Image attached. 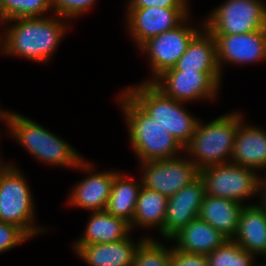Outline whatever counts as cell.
<instances>
[{
	"label": "cell",
	"instance_id": "obj_1",
	"mask_svg": "<svg viewBox=\"0 0 266 266\" xmlns=\"http://www.w3.org/2000/svg\"><path fill=\"white\" fill-rule=\"evenodd\" d=\"M68 21L54 15L49 18H17L3 22L14 23L11 26L8 24L9 27L2 35V54L16 55L39 63L47 62L69 29Z\"/></svg>",
	"mask_w": 266,
	"mask_h": 266
},
{
	"label": "cell",
	"instance_id": "obj_2",
	"mask_svg": "<svg viewBox=\"0 0 266 266\" xmlns=\"http://www.w3.org/2000/svg\"><path fill=\"white\" fill-rule=\"evenodd\" d=\"M129 139L140 163L178 157L184 148L124 90L118 96Z\"/></svg>",
	"mask_w": 266,
	"mask_h": 266
},
{
	"label": "cell",
	"instance_id": "obj_3",
	"mask_svg": "<svg viewBox=\"0 0 266 266\" xmlns=\"http://www.w3.org/2000/svg\"><path fill=\"white\" fill-rule=\"evenodd\" d=\"M244 119L239 112L226 113L210 123L198 122L184 153L200 170L231 161L236 132ZM206 124V125H205Z\"/></svg>",
	"mask_w": 266,
	"mask_h": 266
},
{
	"label": "cell",
	"instance_id": "obj_4",
	"mask_svg": "<svg viewBox=\"0 0 266 266\" xmlns=\"http://www.w3.org/2000/svg\"><path fill=\"white\" fill-rule=\"evenodd\" d=\"M124 91L183 148L190 143L199 119L183 107L186 103L164 95L151 82H140Z\"/></svg>",
	"mask_w": 266,
	"mask_h": 266
},
{
	"label": "cell",
	"instance_id": "obj_5",
	"mask_svg": "<svg viewBox=\"0 0 266 266\" xmlns=\"http://www.w3.org/2000/svg\"><path fill=\"white\" fill-rule=\"evenodd\" d=\"M18 167L10 163L0 175V221L14 224L30 238L43 233L34 224V200L31 188Z\"/></svg>",
	"mask_w": 266,
	"mask_h": 266
},
{
	"label": "cell",
	"instance_id": "obj_6",
	"mask_svg": "<svg viewBox=\"0 0 266 266\" xmlns=\"http://www.w3.org/2000/svg\"><path fill=\"white\" fill-rule=\"evenodd\" d=\"M199 175L209 196L244 204L245 199L259 195L260 176L251 168L228 162L204 168Z\"/></svg>",
	"mask_w": 266,
	"mask_h": 266
},
{
	"label": "cell",
	"instance_id": "obj_7",
	"mask_svg": "<svg viewBox=\"0 0 266 266\" xmlns=\"http://www.w3.org/2000/svg\"><path fill=\"white\" fill-rule=\"evenodd\" d=\"M211 34H245L266 30V4L261 0H226L204 21Z\"/></svg>",
	"mask_w": 266,
	"mask_h": 266
},
{
	"label": "cell",
	"instance_id": "obj_8",
	"mask_svg": "<svg viewBox=\"0 0 266 266\" xmlns=\"http://www.w3.org/2000/svg\"><path fill=\"white\" fill-rule=\"evenodd\" d=\"M221 72L164 71L151 83L164 95L179 102L213 100L222 81Z\"/></svg>",
	"mask_w": 266,
	"mask_h": 266
},
{
	"label": "cell",
	"instance_id": "obj_9",
	"mask_svg": "<svg viewBox=\"0 0 266 266\" xmlns=\"http://www.w3.org/2000/svg\"><path fill=\"white\" fill-rule=\"evenodd\" d=\"M189 16L176 28L152 37L144 42L139 51L146 53L152 70L151 79L143 82H152L165 70L173 68L178 59L186 52L192 38L204 27L193 28L186 24Z\"/></svg>",
	"mask_w": 266,
	"mask_h": 266
},
{
	"label": "cell",
	"instance_id": "obj_10",
	"mask_svg": "<svg viewBox=\"0 0 266 266\" xmlns=\"http://www.w3.org/2000/svg\"><path fill=\"white\" fill-rule=\"evenodd\" d=\"M142 187L171 197L199 176V169L189 158L175 157L140 163Z\"/></svg>",
	"mask_w": 266,
	"mask_h": 266
},
{
	"label": "cell",
	"instance_id": "obj_11",
	"mask_svg": "<svg viewBox=\"0 0 266 266\" xmlns=\"http://www.w3.org/2000/svg\"><path fill=\"white\" fill-rule=\"evenodd\" d=\"M190 8H127L126 26L139 48L148 39L179 26L189 15Z\"/></svg>",
	"mask_w": 266,
	"mask_h": 266
},
{
	"label": "cell",
	"instance_id": "obj_12",
	"mask_svg": "<svg viewBox=\"0 0 266 266\" xmlns=\"http://www.w3.org/2000/svg\"><path fill=\"white\" fill-rule=\"evenodd\" d=\"M216 42L217 62L223 65L249 64L266 60V30L245 34H212Z\"/></svg>",
	"mask_w": 266,
	"mask_h": 266
},
{
	"label": "cell",
	"instance_id": "obj_13",
	"mask_svg": "<svg viewBox=\"0 0 266 266\" xmlns=\"http://www.w3.org/2000/svg\"><path fill=\"white\" fill-rule=\"evenodd\" d=\"M205 194V185L199 175L168 198L162 238L168 241L182 227L198 218Z\"/></svg>",
	"mask_w": 266,
	"mask_h": 266
},
{
	"label": "cell",
	"instance_id": "obj_14",
	"mask_svg": "<svg viewBox=\"0 0 266 266\" xmlns=\"http://www.w3.org/2000/svg\"><path fill=\"white\" fill-rule=\"evenodd\" d=\"M94 167L84 159L78 164L76 168L88 173V176L74 186L68 197L70 205L90 210V212L106 209L111 186L118 173V171L110 170L94 173Z\"/></svg>",
	"mask_w": 266,
	"mask_h": 266
},
{
	"label": "cell",
	"instance_id": "obj_15",
	"mask_svg": "<svg viewBox=\"0 0 266 266\" xmlns=\"http://www.w3.org/2000/svg\"><path fill=\"white\" fill-rule=\"evenodd\" d=\"M130 235L116 242L74 245V252L89 266H132L140 243L134 242ZM135 243V244H134Z\"/></svg>",
	"mask_w": 266,
	"mask_h": 266
},
{
	"label": "cell",
	"instance_id": "obj_16",
	"mask_svg": "<svg viewBox=\"0 0 266 266\" xmlns=\"http://www.w3.org/2000/svg\"><path fill=\"white\" fill-rule=\"evenodd\" d=\"M256 172L266 168V131L242 119L235 136L231 161Z\"/></svg>",
	"mask_w": 266,
	"mask_h": 266
},
{
	"label": "cell",
	"instance_id": "obj_17",
	"mask_svg": "<svg viewBox=\"0 0 266 266\" xmlns=\"http://www.w3.org/2000/svg\"><path fill=\"white\" fill-rule=\"evenodd\" d=\"M255 257L266 256V206L244 204L236 234L232 239Z\"/></svg>",
	"mask_w": 266,
	"mask_h": 266
},
{
	"label": "cell",
	"instance_id": "obj_18",
	"mask_svg": "<svg viewBox=\"0 0 266 266\" xmlns=\"http://www.w3.org/2000/svg\"><path fill=\"white\" fill-rule=\"evenodd\" d=\"M165 71L221 72L217 62L216 42L203 27L190 41L176 65Z\"/></svg>",
	"mask_w": 266,
	"mask_h": 266
},
{
	"label": "cell",
	"instance_id": "obj_19",
	"mask_svg": "<svg viewBox=\"0 0 266 266\" xmlns=\"http://www.w3.org/2000/svg\"><path fill=\"white\" fill-rule=\"evenodd\" d=\"M226 240L220 231L199 218L182 227L169 239L175 242L173 247L177 250L203 255L212 253Z\"/></svg>",
	"mask_w": 266,
	"mask_h": 266
},
{
	"label": "cell",
	"instance_id": "obj_20",
	"mask_svg": "<svg viewBox=\"0 0 266 266\" xmlns=\"http://www.w3.org/2000/svg\"><path fill=\"white\" fill-rule=\"evenodd\" d=\"M244 204L236 200L217 198L205 194L198 218L209 223L227 239H233Z\"/></svg>",
	"mask_w": 266,
	"mask_h": 266
},
{
	"label": "cell",
	"instance_id": "obj_21",
	"mask_svg": "<svg viewBox=\"0 0 266 266\" xmlns=\"http://www.w3.org/2000/svg\"><path fill=\"white\" fill-rule=\"evenodd\" d=\"M90 213L83 237L73 242V245L116 242L131 233L130 223L123 218L115 217L106 210Z\"/></svg>",
	"mask_w": 266,
	"mask_h": 266
},
{
	"label": "cell",
	"instance_id": "obj_22",
	"mask_svg": "<svg viewBox=\"0 0 266 266\" xmlns=\"http://www.w3.org/2000/svg\"><path fill=\"white\" fill-rule=\"evenodd\" d=\"M7 128L12 138L16 139L28 153L44 162L46 146V128L19 113L10 111Z\"/></svg>",
	"mask_w": 266,
	"mask_h": 266
},
{
	"label": "cell",
	"instance_id": "obj_23",
	"mask_svg": "<svg viewBox=\"0 0 266 266\" xmlns=\"http://www.w3.org/2000/svg\"><path fill=\"white\" fill-rule=\"evenodd\" d=\"M141 188V181L138 183V181L133 180L132 177L129 178L123 172H118L113 180L105 210L109 214L123 218L128 223H131Z\"/></svg>",
	"mask_w": 266,
	"mask_h": 266
},
{
	"label": "cell",
	"instance_id": "obj_24",
	"mask_svg": "<svg viewBox=\"0 0 266 266\" xmlns=\"http://www.w3.org/2000/svg\"><path fill=\"white\" fill-rule=\"evenodd\" d=\"M168 198L159 192L142 187L137 198L131 230L135 226L142 228L157 227L163 236V223L166 215Z\"/></svg>",
	"mask_w": 266,
	"mask_h": 266
},
{
	"label": "cell",
	"instance_id": "obj_25",
	"mask_svg": "<svg viewBox=\"0 0 266 266\" xmlns=\"http://www.w3.org/2000/svg\"><path fill=\"white\" fill-rule=\"evenodd\" d=\"M80 155L68 142L46 129L44 163L76 169L83 160Z\"/></svg>",
	"mask_w": 266,
	"mask_h": 266
},
{
	"label": "cell",
	"instance_id": "obj_26",
	"mask_svg": "<svg viewBox=\"0 0 266 266\" xmlns=\"http://www.w3.org/2000/svg\"><path fill=\"white\" fill-rule=\"evenodd\" d=\"M48 10H53L52 0H1L0 21L43 17Z\"/></svg>",
	"mask_w": 266,
	"mask_h": 266
},
{
	"label": "cell",
	"instance_id": "obj_27",
	"mask_svg": "<svg viewBox=\"0 0 266 266\" xmlns=\"http://www.w3.org/2000/svg\"><path fill=\"white\" fill-rule=\"evenodd\" d=\"M206 257L209 266H256L253 262L256 257L232 239H227Z\"/></svg>",
	"mask_w": 266,
	"mask_h": 266
},
{
	"label": "cell",
	"instance_id": "obj_28",
	"mask_svg": "<svg viewBox=\"0 0 266 266\" xmlns=\"http://www.w3.org/2000/svg\"><path fill=\"white\" fill-rule=\"evenodd\" d=\"M165 247L147 236L137 248L132 266H171V248Z\"/></svg>",
	"mask_w": 266,
	"mask_h": 266
},
{
	"label": "cell",
	"instance_id": "obj_29",
	"mask_svg": "<svg viewBox=\"0 0 266 266\" xmlns=\"http://www.w3.org/2000/svg\"><path fill=\"white\" fill-rule=\"evenodd\" d=\"M97 0H52L53 13L67 20L83 15Z\"/></svg>",
	"mask_w": 266,
	"mask_h": 266
},
{
	"label": "cell",
	"instance_id": "obj_30",
	"mask_svg": "<svg viewBox=\"0 0 266 266\" xmlns=\"http://www.w3.org/2000/svg\"><path fill=\"white\" fill-rule=\"evenodd\" d=\"M30 237L18 226L0 221V253L7 252Z\"/></svg>",
	"mask_w": 266,
	"mask_h": 266
},
{
	"label": "cell",
	"instance_id": "obj_31",
	"mask_svg": "<svg viewBox=\"0 0 266 266\" xmlns=\"http://www.w3.org/2000/svg\"><path fill=\"white\" fill-rule=\"evenodd\" d=\"M171 266H209L206 255L187 253L171 247Z\"/></svg>",
	"mask_w": 266,
	"mask_h": 266
},
{
	"label": "cell",
	"instance_id": "obj_32",
	"mask_svg": "<svg viewBox=\"0 0 266 266\" xmlns=\"http://www.w3.org/2000/svg\"><path fill=\"white\" fill-rule=\"evenodd\" d=\"M188 0H129L127 8H188Z\"/></svg>",
	"mask_w": 266,
	"mask_h": 266
},
{
	"label": "cell",
	"instance_id": "obj_33",
	"mask_svg": "<svg viewBox=\"0 0 266 266\" xmlns=\"http://www.w3.org/2000/svg\"><path fill=\"white\" fill-rule=\"evenodd\" d=\"M260 176L259 198L261 204H266V177Z\"/></svg>",
	"mask_w": 266,
	"mask_h": 266
},
{
	"label": "cell",
	"instance_id": "obj_34",
	"mask_svg": "<svg viewBox=\"0 0 266 266\" xmlns=\"http://www.w3.org/2000/svg\"><path fill=\"white\" fill-rule=\"evenodd\" d=\"M10 111L3 110L0 108V120L5 122L6 125H8V117H9Z\"/></svg>",
	"mask_w": 266,
	"mask_h": 266
},
{
	"label": "cell",
	"instance_id": "obj_35",
	"mask_svg": "<svg viewBox=\"0 0 266 266\" xmlns=\"http://www.w3.org/2000/svg\"><path fill=\"white\" fill-rule=\"evenodd\" d=\"M10 163H4L2 162L1 158H0V175H1V172L9 165Z\"/></svg>",
	"mask_w": 266,
	"mask_h": 266
},
{
	"label": "cell",
	"instance_id": "obj_36",
	"mask_svg": "<svg viewBox=\"0 0 266 266\" xmlns=\"http://www.w3.org/2000/svg\"><path fill=\"white\" fill-rule=\"evenodd\" d=\"M2 37H3V36H2L1 33H0V51H1L0 53H2V41H3V40H2Z\"/></svg>",
	"mask_w": 266,
	"mask_h": 266
}]
</instances>
